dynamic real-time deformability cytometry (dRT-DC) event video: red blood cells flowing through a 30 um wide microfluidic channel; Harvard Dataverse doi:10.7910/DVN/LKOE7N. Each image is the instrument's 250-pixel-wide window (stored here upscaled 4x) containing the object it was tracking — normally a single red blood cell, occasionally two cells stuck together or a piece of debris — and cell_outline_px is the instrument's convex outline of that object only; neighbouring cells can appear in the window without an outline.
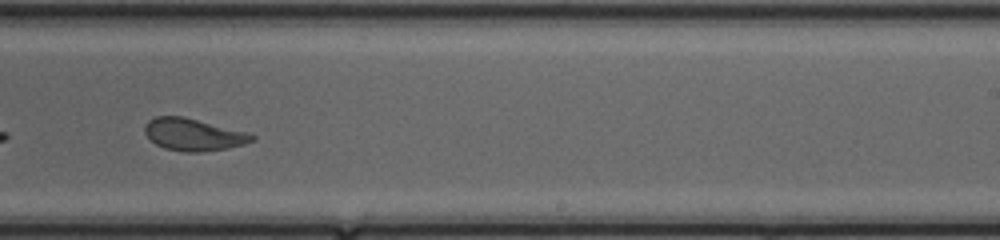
{"species": "common noctule bat (a hibernating species)", "species_latin": "Nyctalus noctula", "temperature_condition": "cold", "stored_images_in_passage": 29, "camera_frame_rate_fps": 3000, "um_per_image_px": 0.085, "animal": {"sex": "female", "body_mass_g": 20.0, "forearm_length_mm": 54.0}, "frame": {"image": 1, "passage_image": 17, "time_ms": 5.333, "image_size_px": [1000, 240], "cell_outline_px": [[256, 140], [244, 144], [228, 148], [200, 152], [184, 152], [164, 148], [156, 144], [144, 132], [144, 124], [148, 120], [156, 116], [184, 116], [248, 132], [256, 136]], "centroid_in_image_um": [16.45, 11.43], "position_along_channel_um": 272.5, "area_um2": 20.29}, "authors_computed_cell_mechanics": {"area_um2": 20.6924, "velocity_mm_per_s": 4.1775, "shape_relaxation_time_tau1_ms": 3.9692, "shape_relaxation_time_tau2_ms": 1.0895, "deformation_change_tau1": 0.1315, "deformation_change_tau2": 0.0586}}